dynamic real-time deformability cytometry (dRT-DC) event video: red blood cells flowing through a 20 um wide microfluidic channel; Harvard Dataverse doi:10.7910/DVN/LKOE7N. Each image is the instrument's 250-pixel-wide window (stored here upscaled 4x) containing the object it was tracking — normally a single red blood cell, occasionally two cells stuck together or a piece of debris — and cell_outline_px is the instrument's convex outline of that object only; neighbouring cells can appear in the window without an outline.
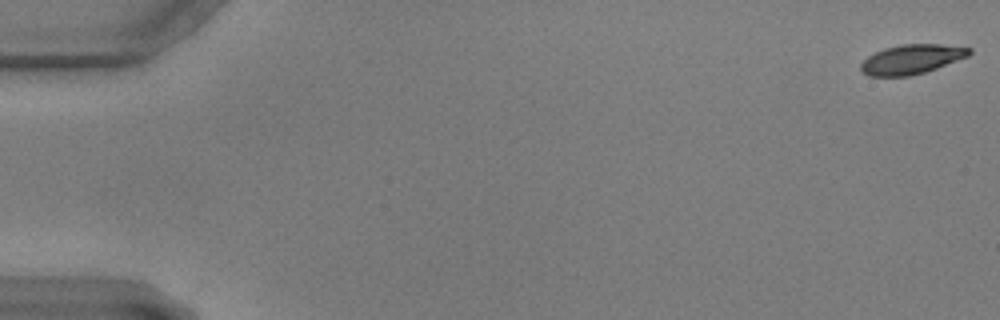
{"species": "common noctule bat (a hibernating species)", "species_latin": "Nyctalus noctula", "temperature_condition": "warm", "stored_images_in_passage": 53, "camera_frame_rate_fps": 3000, "um_per_image_px": 0.085, "animal": {"sex": "male", "body_mass_g": 17.9, "forearm_length_mm": 54.2}, "frame": {"image": 1, "passage_image": 1, "time_ms": 0.0, "image_size_px": [1000, 320], "cell_outline_px": [[972, 52], [968, 56], [936, 68], [912, 76], [868, 76], [860, 68], [860, 64], [868, 56], [884, 48], [904, 44], [940, 44], [972, 48]], "centroid_in_image_um": [77.49, 5.03], "position_along_channel_um": 7.5, "area_um2": 18.5}}
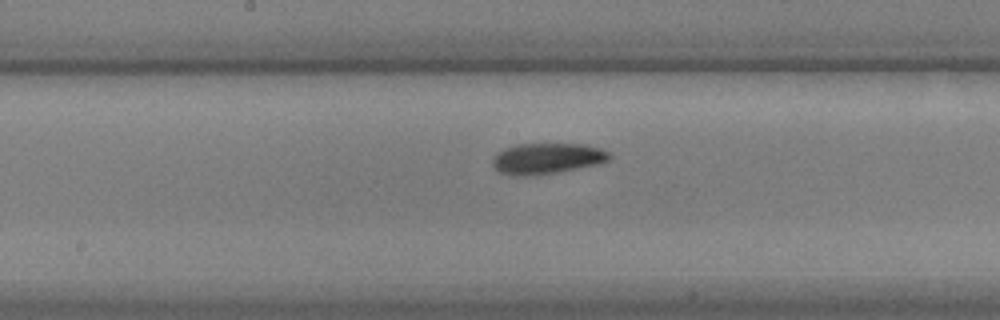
{"frame": {"image": 2, "passage_image": 31, "time_ms": 10.0, "image_size_px": [1000, 320], "cell_outline_px": [[612, 156], [608, 160], [600, 164], [556, 172], [516, 176], [500, 172], [492, 164], [492, 160], [496, 152], [504, 148], [516, 144], [584, 144], [600, 148], [608, 152]], "centroid_in_image_um": [46.49, 13.45], "position_along_channel_um": 201.7, "area_um2": 20.87}}
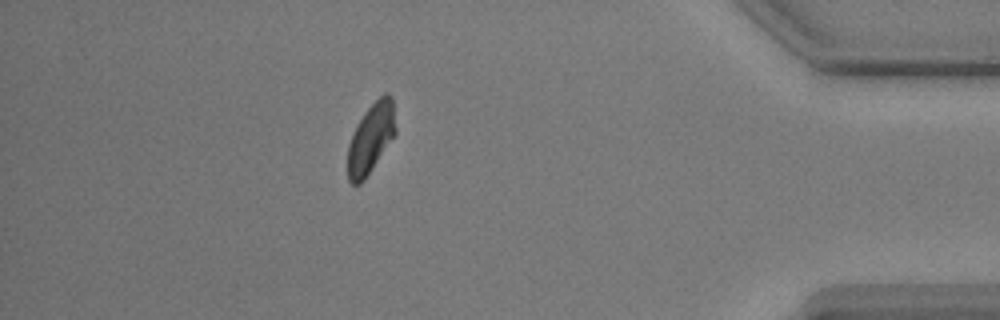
{"frame": {"image": 3, "passage_image": 52, "time_ms": 17.0, "image_size_px": [1000, 320], "cell_outline_px": [[396, 132], [364, 180], [360, 184], [352, 184], [348, 180], [348, 144], [356, 124], [364, 112], [384, 92], [388, 92], [392, 96], [396, 128]], "centroid_in_image_um": [31.51, 11.72], "position_along_channel_um": 403.7, "area_um2": 19.31}}